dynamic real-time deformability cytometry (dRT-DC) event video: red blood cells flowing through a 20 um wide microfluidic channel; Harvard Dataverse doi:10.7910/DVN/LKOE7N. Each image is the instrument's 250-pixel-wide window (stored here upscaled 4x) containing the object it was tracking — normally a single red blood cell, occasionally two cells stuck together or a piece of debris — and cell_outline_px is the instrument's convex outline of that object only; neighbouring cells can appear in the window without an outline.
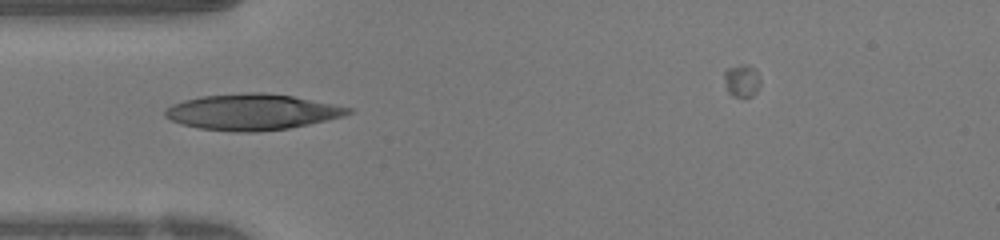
{"species": "human", "species_latin": "Homo sapiens", "temperature_condition": "warm", "stored_images_in_passage": 32, "camera_frame_rate_fps": 3000, "um_per_image_px": 0.085, "donor": {"sex": "female"}, "frame": {"image": 1, "passage_image": 1, "time_ms": 0.0, "image_size_px": [1000, 240], "cell_outline_px": [[328, 116], [280, 128], [212, 128], [192, 124], [196, 100], [216, 96], [288, 96]], "centroid_in_image_um": [21.43, 9.54], "position_along_channel_um": 63.6, "area_um2": 25.43}}
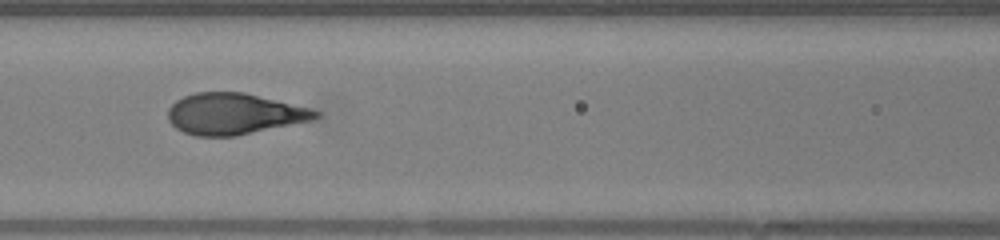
{"frame": {"image": 2, "passage_image": 7, "time_ms": 2.0, "image_size_px": [1000, 240], "cell_outline_px": [[312, 112], [308, 116], [292, 120], [240, 132], [192, 132], [176, 124], [172, 116], [172, 112], [176, 104], [192, 96], [216, 92], [224, 92], [248, 96]], "centroid_in_image_um": [19.65, 9.61], "position_along_channel_um": 147.0, "area_um2": 27.63}}
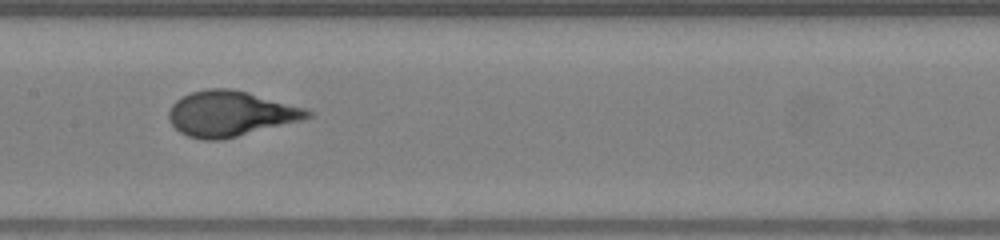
{"frame": {"image": 3, "passage_image": 10, "time_ms": 3.0, "image_size_px": [1000, 240], "cell_outline_px": [[300, 116], [228, 136], [196, 136], [180, 128], [180, 124], [208, 92], [236, 92], [276, 104], [300, 112]], "centroid_in_image_um": [19.8, 9.75], "position_along_channel_um": 187.6, "area_um2": 24.74}}